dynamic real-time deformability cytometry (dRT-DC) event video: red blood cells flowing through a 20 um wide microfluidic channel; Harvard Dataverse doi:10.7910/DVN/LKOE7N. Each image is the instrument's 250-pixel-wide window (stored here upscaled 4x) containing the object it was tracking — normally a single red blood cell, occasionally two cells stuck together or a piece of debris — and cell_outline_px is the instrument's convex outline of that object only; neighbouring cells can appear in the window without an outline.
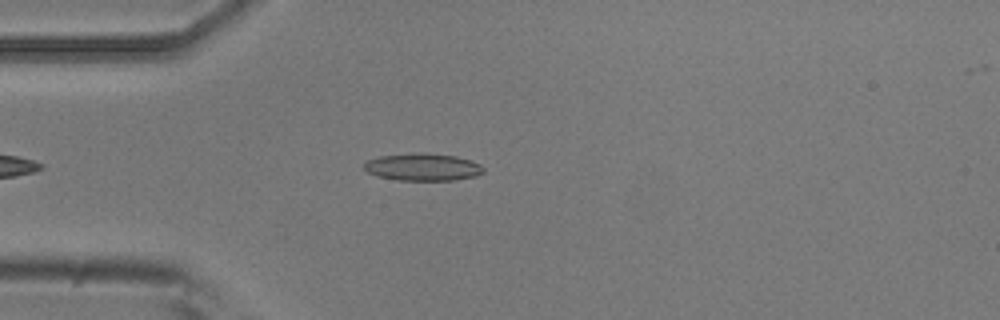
{"species": "common noctule bat (a hibernating species)", "species_latin": "Nyctalus noctula", "temperature_condition": "room temperature", "stored_images_in_passage": 5, "camera_frame_rate_fps": 3000, "um_per_image_px": 0.085, "animal": {"sex": "male", "body_mass_g": 20.5, "forearm_length_mm": 52.5}, "frame": {"image": 1, "passage_image": 4, "time_ms": 3.333, "image_size_px": [1000, 320], "cell_outline_px": [[484, 172], [476, 176], [456, 180], [396, 180], [376, 176], [368, 172], [364, 168], [364, 164], [368, 160], [380, 156], [456, 156], [472, 160], [480, 164], [484, 168]], "centroid_in_image_um": [35.99, 14.26], "position_along_channel_um": 49.0, "area_um2": 18.03}}